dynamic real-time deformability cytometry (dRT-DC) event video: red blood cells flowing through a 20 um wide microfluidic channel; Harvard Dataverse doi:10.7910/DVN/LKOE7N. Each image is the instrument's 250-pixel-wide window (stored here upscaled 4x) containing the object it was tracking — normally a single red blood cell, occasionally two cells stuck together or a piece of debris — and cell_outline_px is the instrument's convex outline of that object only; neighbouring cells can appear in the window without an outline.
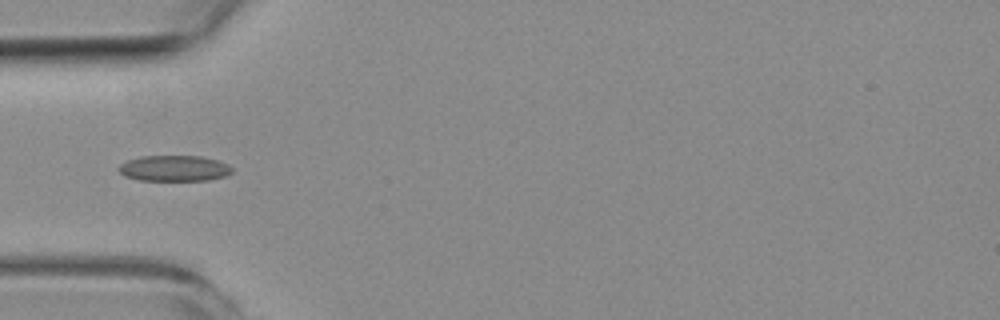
{"species": "common noctule bat (a hibernating species)", "species_latin": "Nyctalus noctula", "temperature_condition": "room temperature", "stored_images_in_passage": 5, "camera_frame_rate_fps": 3000, "um_per_image_px": 0.085, "animal": {"sex": "female", "body_mass_g": 19.3, "forearm_length_mm": 54.1}, "frame": {"image": 1, "passage_image": 2, "time_ms": 1.0, "image_size_px": [1000, 320], "cell_outline_px": [[232, 172], [224, 176], [208, 180], [140, 180], [124, 176], [116, 168], [120, 164], [128, 160], [140, 156], [200, 156], [220, 160], [228, 164], [232, 168]], "centroid_in_image_um": [14.8, 14.3], "position_along_channel_um": 70.2, "area_um2": 17.11}}
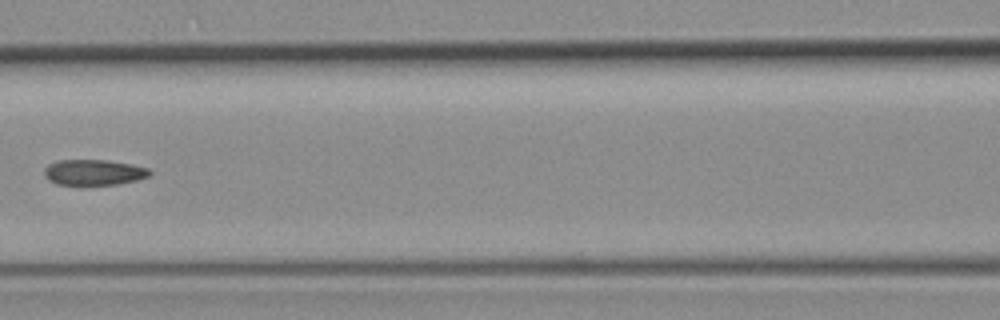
{"frame": {"image": 2, "passage_image": 4, "time_ms": 3.333, "image_size_px": [1000, 320], "cell_outline_px": [[152, 172], [148, 176], [136, 180], [120, 184], [80, 188], [56, 184], [48, 180], [44, 176], [44, 168], [48, 164], [60, 160], [108, 160], [132, 164], [148, 168]], "centroid_in_image_um": [7.92, 14.7], "position_along_channel_um": 158.7, "area_um2": 16.65}}
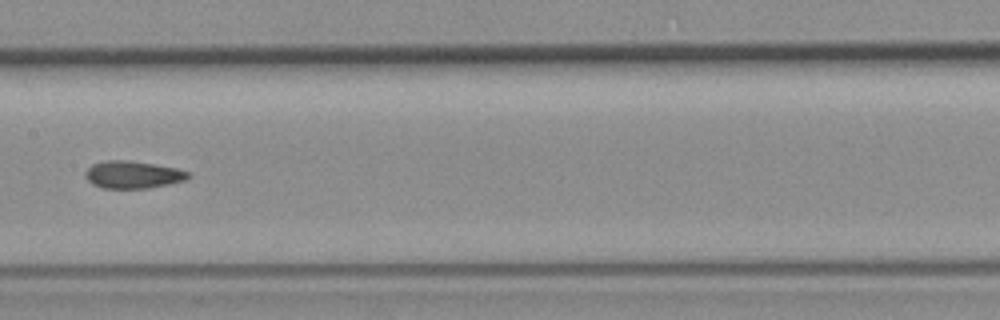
{"frame": {"image": 3, "passage_image": 5, "time_ms": 4.333, "image_size_px": [1000, 320], "cell_outline_px": [[192, 176], [188, 180], [148, 188], [100, 188], [92, 184], [84, 176], [84, 172], [92, 164], [108, 160], [128, 160], [176, 168], [188, 172]], "centroid_in_image_um": [11.28, 14.85], "position_along_channel_um": 196.1, "area_um2": 16.47}}